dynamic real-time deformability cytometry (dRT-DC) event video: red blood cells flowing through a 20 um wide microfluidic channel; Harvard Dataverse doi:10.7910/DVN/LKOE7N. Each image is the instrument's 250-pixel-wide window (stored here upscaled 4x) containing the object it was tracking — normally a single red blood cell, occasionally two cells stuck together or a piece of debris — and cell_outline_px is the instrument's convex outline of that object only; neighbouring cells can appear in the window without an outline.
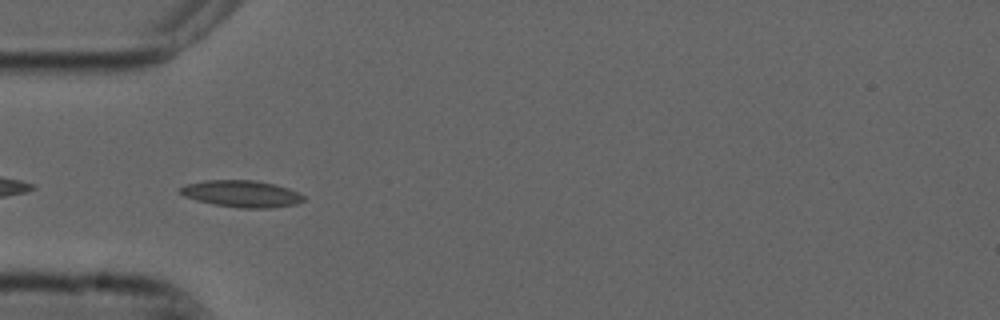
{"species": "common noctule bat (a hibernating species)", "species_latin": "Nyctalus noctula", "temperature_condition": "cold", "stored_images_in_passage": 40, "camera_frame_rate_fps": 3000, "um_per_image_px": 0.085, "animal": {"sex": "male", "forearm_length_mm": 52.5}, "frame": {"image": 1, "passage_image": 2, "time_ms": 0.333, "image_size_px": [1000, 320], "cell_outline_px": [[304, 200], [296, 204], [272, 208], [240, 208], [212, 204], [196, 200], [184, 196], [180, 192], [180, 188], [188, 184], [204, 180], [256, 180], [276, 184], [300, 192], [304, 196]], "centroid_in_image_um": [20.58, 16.47], "position_along_channel_um": 64.4, "area_um2": 19.36}}
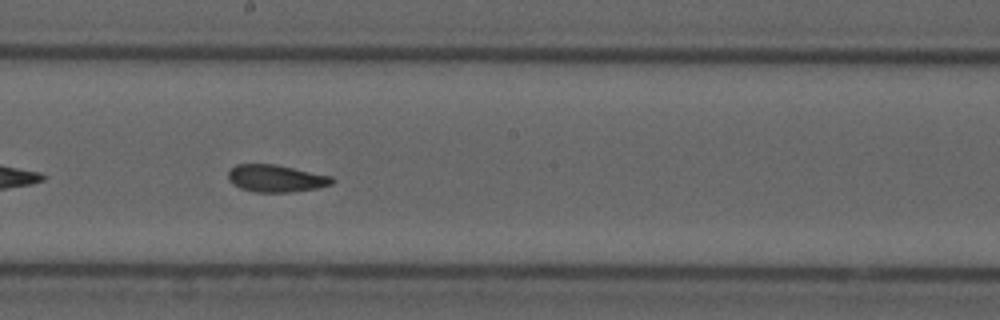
{"frame": {"image": 2, "passage_image": 15, "time_ms": 4.667, "image_size_px": [1000, 320], "cell_outline_px": [[336, 180], [332, 184], [316, 188], [292, 192], [256, 192], [240, 188], [232, 184], [228, 180], [228, 172], [236, 164], [276, 164], [332, 176]], "centroid_in_image_um": [23.46, 15.16], "position_along_channel_um": 224.7, "area_um2": 16.59}}
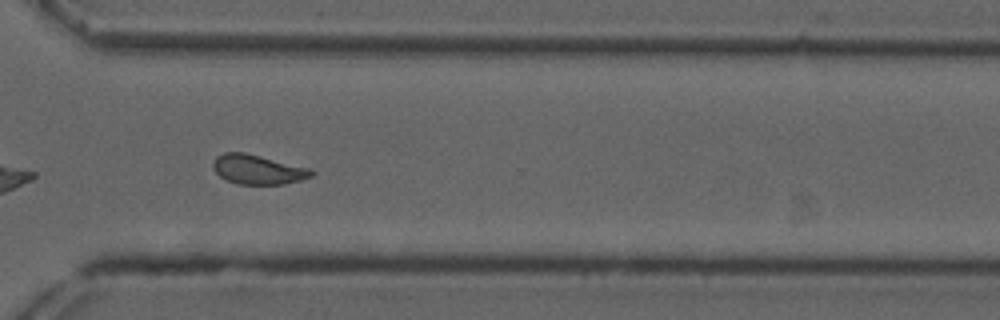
{"frame": {"image": 3, "passage_image": 25, "time_ms": 8.0, "image_size_px": [1000, 320], "cell_outline_px": [[316, 172], [312, 176], [300, 180], [284, 184], [236, 184], [220, 176], [212, 168], [212, 164], [216, 156], [224, 152], [244, 152], [308, 168]], "centroid_in_image_um": [21.89, 14.41], "position_along_channel_um": 348.7, "area_um2": 16.76}, "authors_computed_cell_mechanics": {"area_um2": 16.9065, "velocity_mm_per_s": 3.7267, "shape_relaxation_time_tau1_ms": null, "shape_relaxation_time_tau2_ms": 2.2419, "deformation_change_tau1": null, "deformation_change_tau2": 0.0783}}